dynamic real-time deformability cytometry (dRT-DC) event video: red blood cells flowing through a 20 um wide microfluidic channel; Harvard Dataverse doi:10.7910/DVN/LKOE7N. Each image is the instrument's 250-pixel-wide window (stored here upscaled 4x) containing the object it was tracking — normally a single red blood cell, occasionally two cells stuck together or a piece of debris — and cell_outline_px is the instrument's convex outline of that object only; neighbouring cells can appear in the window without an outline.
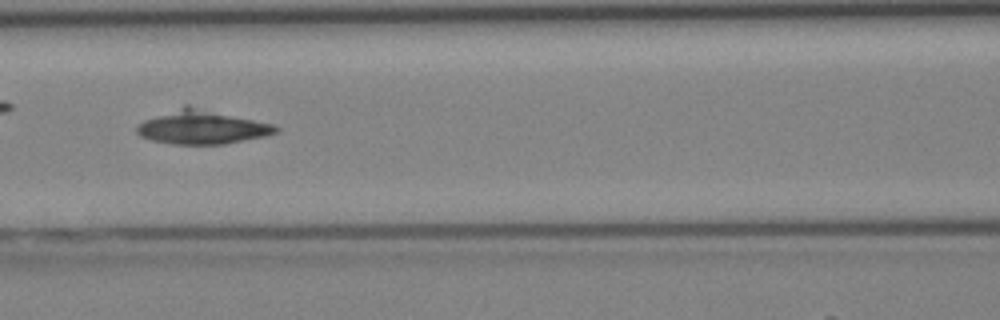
{"species": "Egyptian fruit bat (a non-hibernating species)", "species_latin": "Rousettus aegyptiacus", "temperature_condition": "cold", "stored_images_in_passage": 31, "camera_frame_rate_fps": 3000, "um_per_image_px": 0.085, "animal": {"sex": "female"}, "frame": {"image": 1, "passage_image": 14, "time_ms": 4.333, "image_size_px": [1000, 320], "cell_outline_px": [[280, 132], [264, 136], [224, 144], [172, 144], [152, 140], [140, 136], [136, 132], [136, 128], [144, 120], [184, 104], [188, 104], [276, 124], [280, 128]], "centroid_in_image_um": [17.22, 10.79], "position_along_channel_um": 149.4, "area_um2": 27.74}}